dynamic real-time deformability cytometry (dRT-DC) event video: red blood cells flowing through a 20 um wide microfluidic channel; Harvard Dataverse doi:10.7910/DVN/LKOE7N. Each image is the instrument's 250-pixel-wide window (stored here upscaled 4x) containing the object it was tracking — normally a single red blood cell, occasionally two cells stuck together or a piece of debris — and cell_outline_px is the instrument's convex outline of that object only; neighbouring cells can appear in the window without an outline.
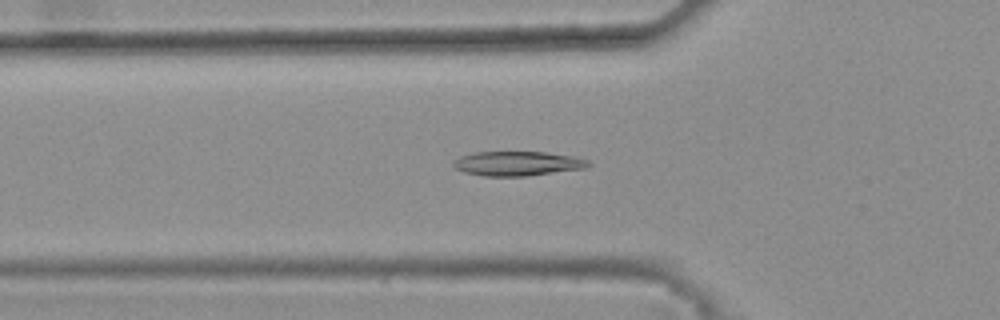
{"species": "common noctule bat (a hibernating species)", "species_latin": "Nyctalus noctula", "temperature_condition": "warm", "stored_images_in_passage": 46, "camera_frame_rate_fps": 3000, "um_per_image_px": 0.085, "animal": {"sex": "female", "body_mass_g": 25.1}, "frame": {"image": 1, "passage_image": 18, "time_ms": 5.667, "image_size_px": [1000, 320], "cell_outline_px": [[592, 164], [584, 168], [524, 176], [484, 176], [464, 172], [456, 168], [452, 164], [452, 160], [460, 156], [476, 152], [548, 152], [572, 156], [588, 160]], "centroid_in_image_um": [43.95, 13.89], "position_along_channel_um": 81.8, "area_um2": 19.13}}
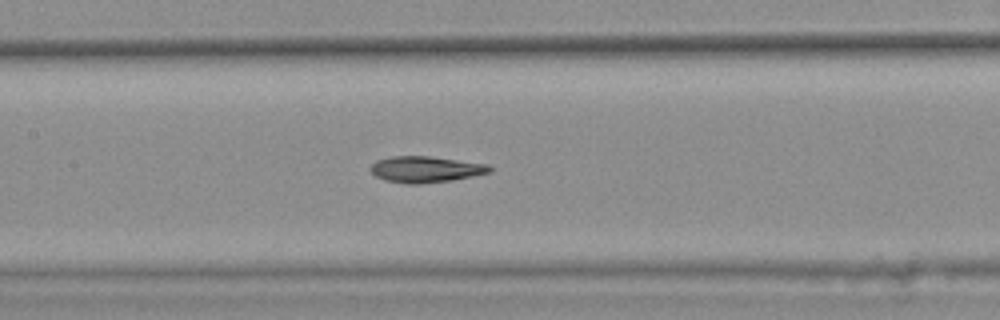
{"frame": {"image": 2, "passage_image": 25, "time_ms": 8.0, "image_size_px": [1000, 320], "cell_outline_px": [[492, 172], [452, 180], [420, 184], [408, 184], [384, 180], [376, 176], [368, 168], [376, 160], [392, 156], [428, 156], [488, 164], [492, 168]], "centroid_in_image_um": [36.16, 14.39], "position_along_channel_um": 171.2, "area_um2": 18.21}}
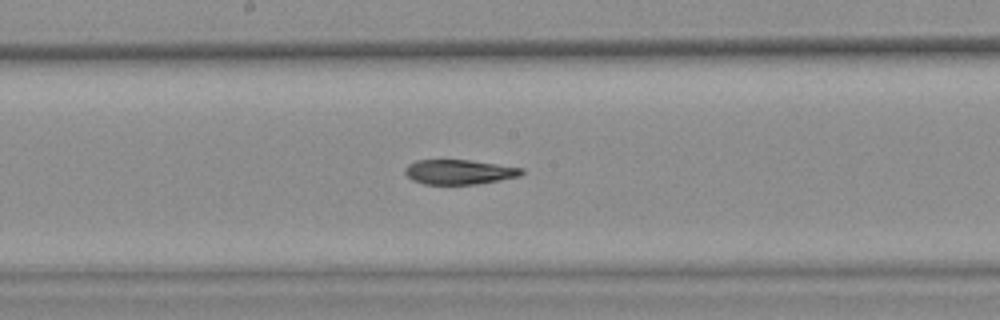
{"frame": {"image": 3, "passage_image": 28, "time_ms": 9.0, "image_size_px": [1000, 320], "cell_outline_px": [[524, 172], [520, 176], [500, 180], [476, 184], [424, 184], [412, 180], [404, 172], [404, 168], [408, 164], [416, 160], [468, 160], [524, 168]], "centroid_in_image_um": [39.02, 14.62], "position_along_channel_um": 209.2, "area_um2": 16.76}, "authors_computed_cell_mechanics": {"area_um2": 18.3226, "velocity_mm_per_s": 3.8134, "shape_relaxation_time_tau1_ms": 10.3048, "shape_relaxation_time_tau2_ms": 5.892, "deformation_change_tau1": 0.2127, "deformation_change_tau2": 0.1099}}